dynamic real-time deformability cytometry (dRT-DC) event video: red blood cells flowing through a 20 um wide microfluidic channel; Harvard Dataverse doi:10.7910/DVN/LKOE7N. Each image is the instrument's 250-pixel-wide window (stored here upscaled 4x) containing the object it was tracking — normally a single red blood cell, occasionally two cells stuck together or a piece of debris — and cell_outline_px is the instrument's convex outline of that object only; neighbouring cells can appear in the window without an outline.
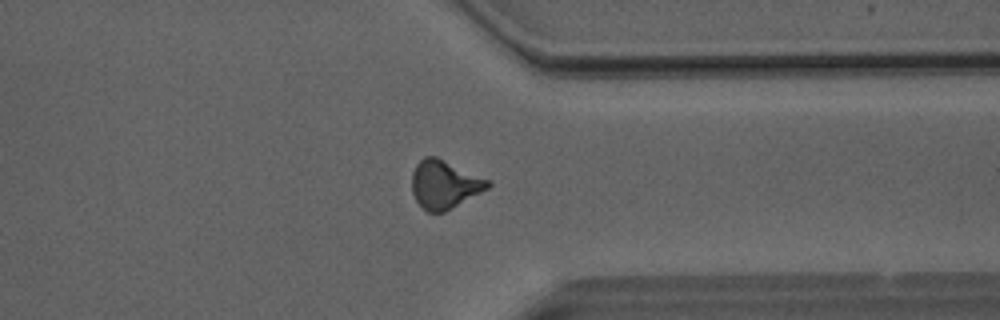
{"species": "Egyptian fruit bat (a non-hibernating species)", "species_latin": "Rousettus aegyptiacus", "temperature_condition": "room temperature", "stored_images_in_passage": 50, "camera_frame_rate_fps": 3000, "um_per_image_px": 0.085, "animal": {"sex": "male"}, "frame": {"image": 1, "passage_image": 39, "time_ms": 12.667, "image_size_px": [1000, 320], "cell_outline_px": [[492, 184], [488, 188], [444, 212], [428, 212], [416, 200], [412, 192], [412, 172], [416, 164], [424, 156], [436, 156], [492, 180]], "centroid_in_image_um": [37.79, 15.65], "position_along_channel_um": 373.6, "area_um2": 21.39}}
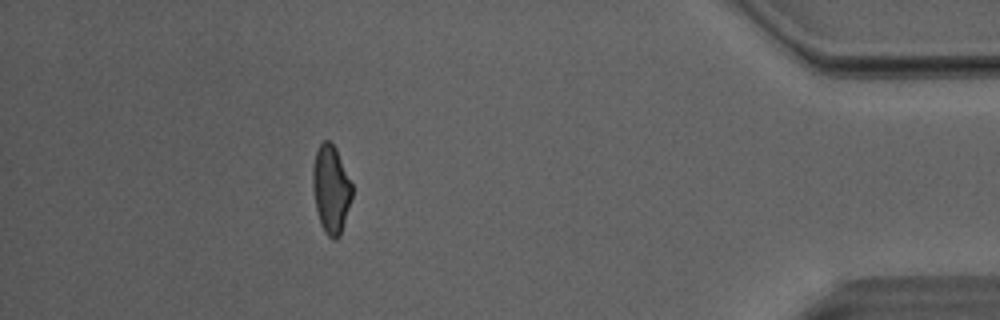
{"frame": {"image": 2, "passage_image": 45, "time_ms": 14.667, "image_size_px": [1000, 320], "cell_outline_px": [[352, 196], [340, 236], [336, 240], [332, 240], [328, 236], [320, 224], [316, 208], [312, 184], [312, 168], [316, 152], [320, 144], [324, 140], [328, 140], [336, 148], [352, 184]], "centroid_in_image_um": [28.13, 16.09], "position_along_channel_um": 407.1, "area_um2": 20.06}, "authors_computed_cell_mechanics": {"area_um2": 21.3282, "velocity_mm_per_s": 4.0678, "shape_relaxation_time_tau1_ms": null, "shape_relaxation_time_tau2_ms": 1.7145, "deformation_change_tau1": null, "deformation_change_tau2": 0.099}}